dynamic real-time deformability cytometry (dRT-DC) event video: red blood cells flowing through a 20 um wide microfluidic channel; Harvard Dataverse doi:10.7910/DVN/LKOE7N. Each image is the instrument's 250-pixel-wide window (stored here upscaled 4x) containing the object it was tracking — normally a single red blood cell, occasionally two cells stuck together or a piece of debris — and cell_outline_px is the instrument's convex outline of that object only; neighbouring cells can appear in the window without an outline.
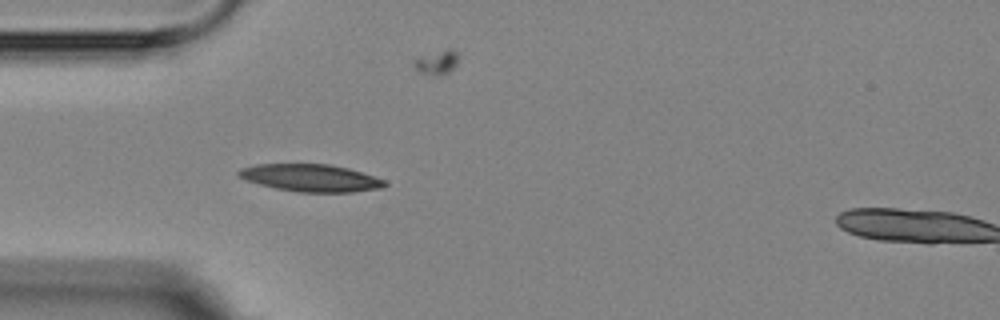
{"species": "Egyptian fruit bat (a non-hibernating species)", "species_latin": "Rousettus aegyptiacus", "temperature_condition": "room temperature", "stored_images_in_passage": 5, "camera_frame_rate_fps": 3000, "um_per_image_px": 0.085, "animal": {"sex": "female"}, "frame": {"image": 1, "passage_image": 4, "time_ms": 3.333, "image_size_px": [1000, 320], "cell_outline_px": [[388, 184], [384, 188], [352, 192], [300, 192], [276, 188], [260, 184], [236, 176], [236, 172], [240, 168], [256, 164], [328, 164], [348, 168], [384, 180]], "centroid_in_image_um": [26.4, 15.12], "position_along_channel_um": 58.6, "area_um2": 23.18}}